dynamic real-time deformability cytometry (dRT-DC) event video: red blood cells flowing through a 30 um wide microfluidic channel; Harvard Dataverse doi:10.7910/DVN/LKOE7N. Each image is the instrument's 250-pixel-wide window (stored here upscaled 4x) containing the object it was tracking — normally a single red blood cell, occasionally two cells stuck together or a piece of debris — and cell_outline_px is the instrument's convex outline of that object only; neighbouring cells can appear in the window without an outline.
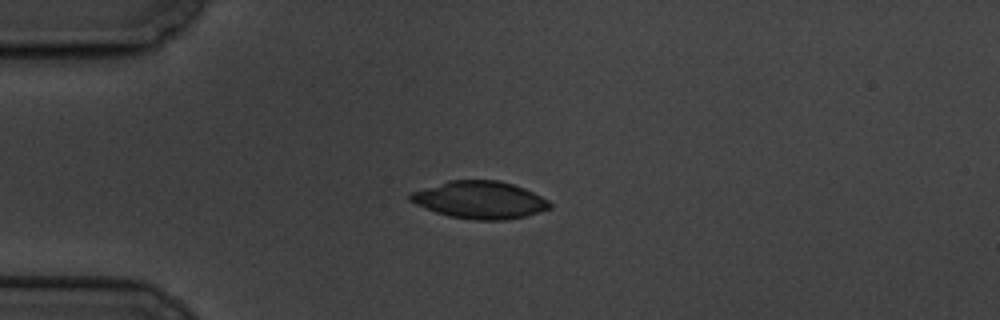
{"species": "common noctule bat (a hibernating species)", "species_latin": "Nyctalus noctula", "temperature_condition": "cold", "stored_images_in_passage": 7, "camera_frame_rate_fps": 3000, "um_per_image_px": 0.085, "animal": {"sex": "male", "body_mass_g": 19.5, "forearm_length_mm": 54.6}, "frame": {"image": 1, "passage_image": 5, "time_ms": 4.667, "image_size_px": [1000, 320], "cell_outline_px": [[552, 208], [528, 216], [504, 220], [476, 220], [448, 216], [436, 212], [416, 204], [408, 200], [408, 196], [412, 192], [448, 180], [500, 180], [524, 188], [548, 200], [552, 204]], "centroid_in_image_um": [40.81, 17.0], "position_along_channel_um": 44.2, "area_um2": 30.46}}
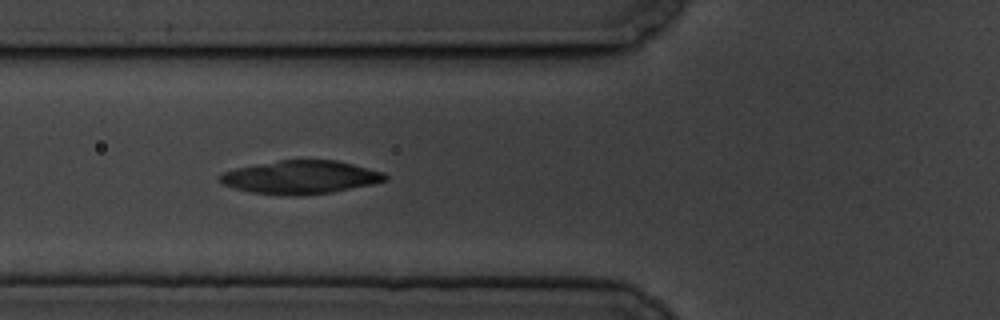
{"frame": {"image": 2, "passage_image": 7, "time_ms": 7.0, "image_size_px": [1000, 320], "cell_outline_px": [[388, 180], [372, 184], [332, 192], [304, 196], [292, 196], [252, 192], [236, 188], [224, 184], [220, 180], [220, 176], [224, 172], [236, 168], [256, 164], [280, 160], [336, 160], [384, 172], [388, 176]], "centroid_in_image_um": [25.6, 15.07], "position_along_channel_um": 100.2, "area_um2": 31.85}}